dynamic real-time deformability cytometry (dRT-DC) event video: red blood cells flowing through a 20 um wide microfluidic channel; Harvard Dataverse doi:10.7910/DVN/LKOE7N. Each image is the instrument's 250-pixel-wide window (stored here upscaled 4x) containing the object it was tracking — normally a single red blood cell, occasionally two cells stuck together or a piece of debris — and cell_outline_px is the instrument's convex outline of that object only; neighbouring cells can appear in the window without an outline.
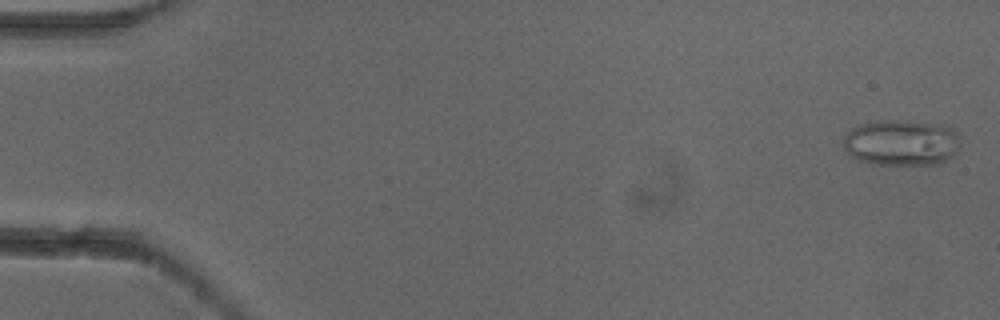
{"species": "common noctule bat (a hibernating species)", "species_latin": "Nyctalus noctula", "temperature_condition": "cold", "stored_images_in_passage": 6, "camera_frame_rate_fps": 3000, "um_per_image_px": 0.085, "animal": {"sex": "female"}, "frame": {"image": 1, "passage_image": 1, "time_ms": 0.0, "image_size_px": [1000, 320], "cell_outline_px": [[960, 144], [956, 152], [952, 156], [940, 164], [872, 164], [856, 160], [844, 148], [844, 136], [852, 128], [860, 124], [884, 120], [900, 120], [940, 124], [952, 128]], "centroid_in_image_um": [76.61, 12.13], "position_along_channel_um": 8.4, "area_um2": 31.27}}